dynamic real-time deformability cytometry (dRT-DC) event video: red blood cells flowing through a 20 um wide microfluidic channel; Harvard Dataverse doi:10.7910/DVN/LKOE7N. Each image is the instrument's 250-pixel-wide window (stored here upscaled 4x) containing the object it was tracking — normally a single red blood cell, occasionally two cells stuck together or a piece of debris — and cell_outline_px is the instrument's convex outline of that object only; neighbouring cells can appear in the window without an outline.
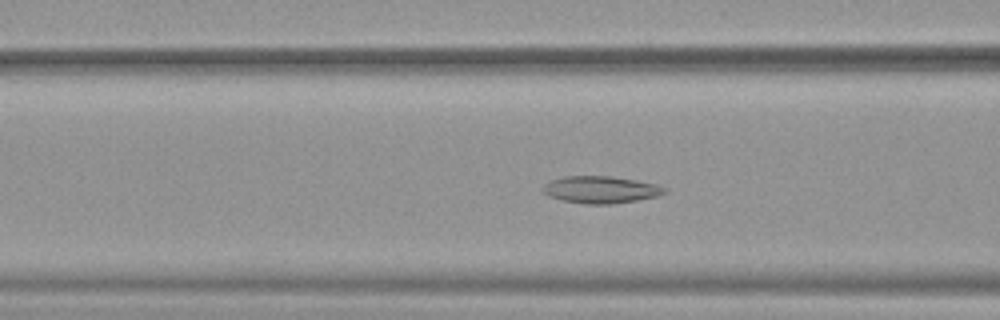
{"species": "common noctule bat (a hibernating species)", "species_latin": "Nyctalus noctula", "temperature_condition": "warm", "stored_images_in_passage": 51, "camera_frame_rate_fps": 3000, "um_per_image_px": 0.085, "animal": {"sex": "female", "body_mass_g": 19.9}, "frame": {"image": 1, "passage_image": 20, "time_ms": 6.333, "image_size_px": [1000, 320], "cell_outline_px": [[668, 192], [660, 196], [612, 204], [588, 204], [564, 200], [548, 196], [540, 192], [540, 188], [544, 184], [552, 180], [564, 176], [612, 176], [636, 180], [656, 184], [668, 188]], "centroid_in_image_um": [51.07, 16.12], "position_along_channel_um": 115.5, "area_um2": 19.42}}
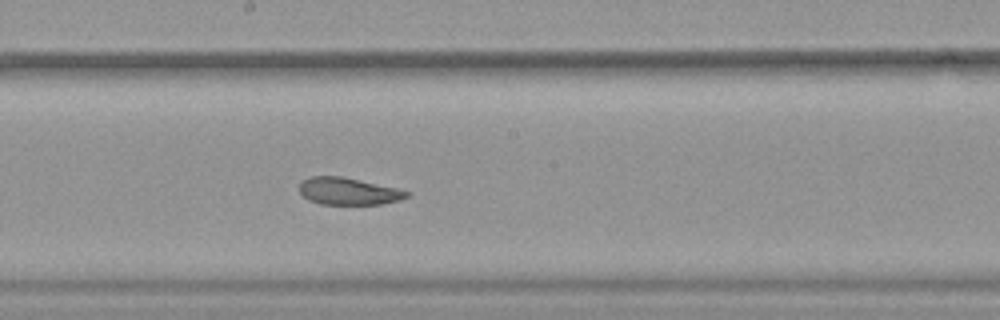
{"frame": {"image": 2, "passage_image": 28, "time_ms": 9.0, "image_size_px": [1000, 320], "cell_outline_px": [[412, 192], [408, 196], [400, 200], [380, 204], [320, 204], [308, 200], [300, 192], [300, 184], [308, 176], [344, 176], [396, 188]], "centroid_in_image_um": [29.62, 16.25], "position_along_channel_um": 218.6, "area_um2": 16.99}}
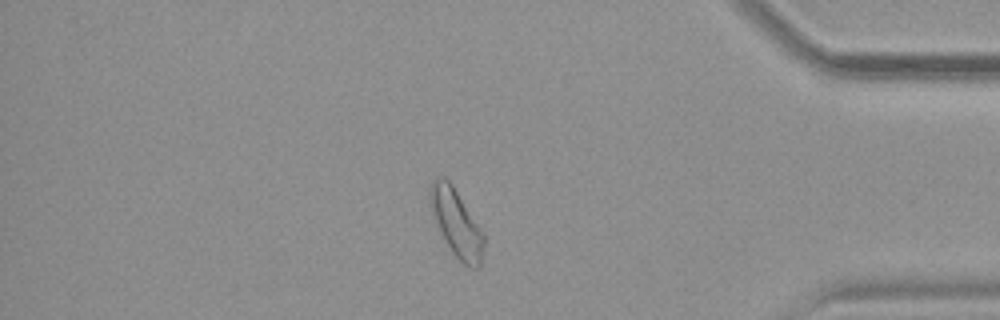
{"frame": {"image": 3, "passage_image": 44, "time_ms": 14.333, "image_size_px": [1000, 320], "cell_outline_px": [[484, 244], [480, 268], [472, 268], [464, 264], [452, 252], [436, 220], [428, 200], [428, 188], [432, 180], [436, 176], [444, 176], [452, 184], [484, 232]], "centroid_in_image_um": [38.8, 18.9], "position_along_channel_um": 396.4, "area_um2": 20.92}, "authors_computed_cell_mechanics": {"area_um2": 20.4034, "velocity_mm_per_s": 3.8832, "shape_relaxation_time_tau1_ms": null, "shape_relaxation_time_tau2_ms": 3.7068, "deformation_change_tau1": null, "deformation_change_tau2": 0.1072}}